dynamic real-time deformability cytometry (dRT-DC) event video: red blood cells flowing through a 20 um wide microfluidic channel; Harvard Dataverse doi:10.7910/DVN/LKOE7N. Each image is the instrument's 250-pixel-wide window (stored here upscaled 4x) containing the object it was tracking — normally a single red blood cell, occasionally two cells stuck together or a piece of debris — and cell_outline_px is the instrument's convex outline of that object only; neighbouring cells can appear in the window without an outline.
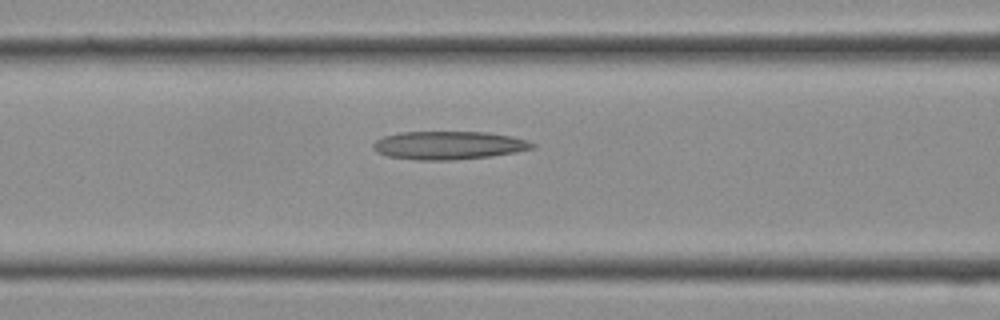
{"species": "Egyptian fruit bat (a non-hibernating species)", "species_latin": "Rousettus aegyptiacus", "temperature_condition": "cold", "stored_images_in_passage": 15, "camera_frame_rate_fps": 3000, "um_per_image_px": 0.085, "frame": {"image": 1, "passage_image": 11, "time_ms": 3.333, "image_size_px": [1000, 320], "cell_outline_px": [[536, 148], [516, 152], [492, 156], [452, 160], [416, 160], [388, 156], [376, 152], [372, 148], [372, 144], [376, 140], [384, 136], [400, 132], [484, 132], [512, 136], [528, 140], [536, 144]], "centroid_in_image_um": [38.15, 12.35], "position_along_channel_um": 128.4, "area_um2": 26.36}}
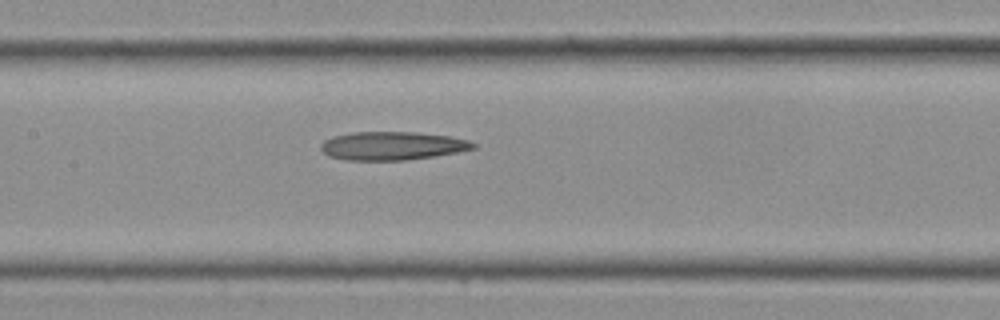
{"frame": {"image": 2, "passage_image": 13, "time_ms": 4.0, "image_size_px": [1000, 320], "cell_outline_px": [[476, 148], [456, 152], [432, 156], [404, 160], [348, 160], [328, 156], [320, 148], [320, 144], [324, 140], [332, 136], [352, 132], [420, 132], [448, 136], [468, 140], [476, 144]], "centroid_in_image_um": [33.31, 12.38], "position_along_channel_um": 174.1, "area_um2": 25.14}}
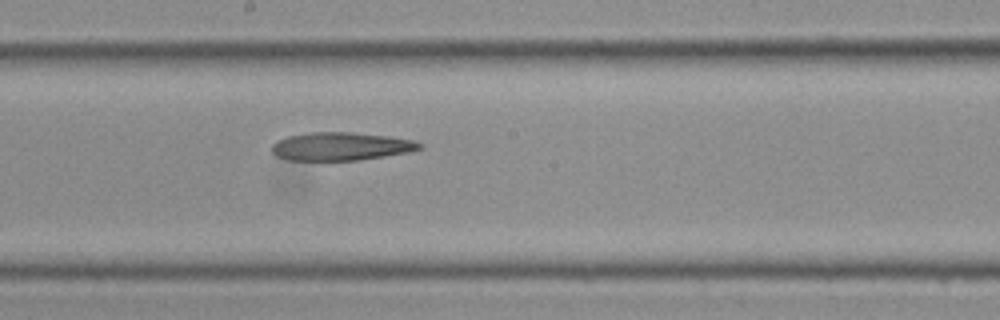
{"frame": {"image": 3, "passage_image": 15, "time_ms": 4.667, "image_size_px": [1000, 320], "cell_outline_px": [[424, 148], [408, 152], [360, 160], [288, 160], [276, 156], [272, 152], [272, 144], [276, 140], [288, 136], [308, 132], [348, 132], [392, 136], [416, 140], [424, 144]], "centroid_in_image_um": [29.01, 12.43], "position_along_channel_um": 219.2, "area_um2": 24.51}}